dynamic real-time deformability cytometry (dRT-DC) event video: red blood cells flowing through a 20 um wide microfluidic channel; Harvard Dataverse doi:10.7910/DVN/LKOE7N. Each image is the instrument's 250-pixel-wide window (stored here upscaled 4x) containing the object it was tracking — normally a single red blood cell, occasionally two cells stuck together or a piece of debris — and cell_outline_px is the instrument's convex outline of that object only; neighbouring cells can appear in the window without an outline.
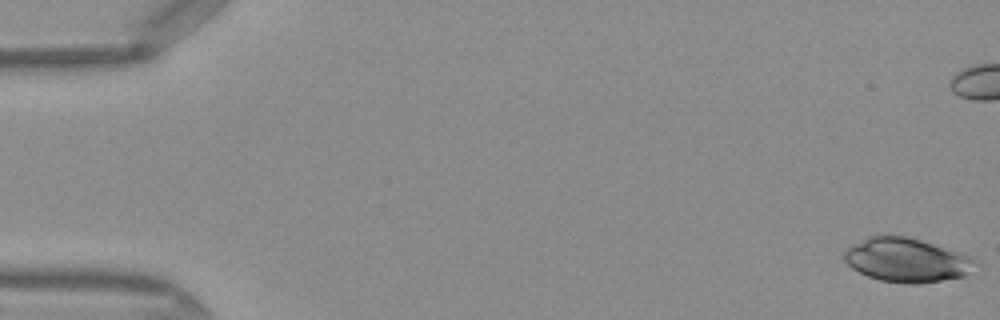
{"species": "Egyptian fruit bat (a non-hibernating species)", "species_latin": "Rousettus aegyptiacus", "temperature_condition": "warm", "stored_images_in_passage": 51, "camera_frame_rate_fps": 3000, "um_per_image_px": 0.085, "frame": {"image": 1, "passage_image": 1, "time_ms": 0.0, "image_size_px": [1000, 320], "cell_outline_px": [[980, 264], [964, 276], [920, 284], [908, 284], [880, 280], [868, 276], [852, 268], [844, 260], [844, 252], [848, 248], [868, 236], [904, 236], [920, 240], [972, 256]], "centroid_in_image_um": [77.11, 22.12], "position_along_channel_um": 7.9, "area_um2": 33.41}}
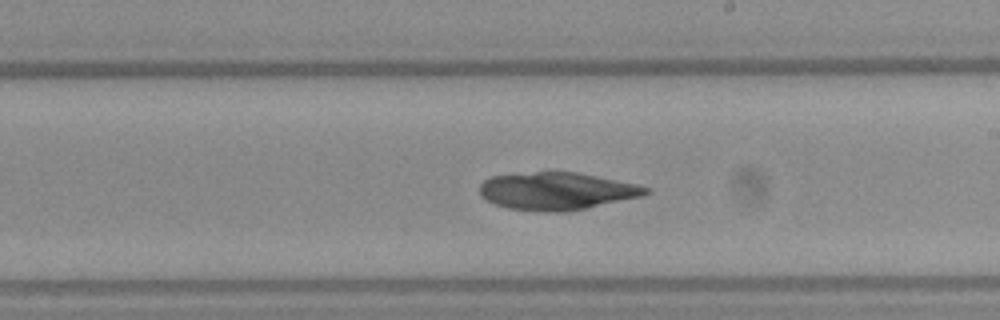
{"frame": {"image": 2, "passage_image": 29, "time_ms": 9.333, "image_size_px": [1000, 320], "cell_outline_px": [[652, 192], [644, 196], [564, 212], [544, 212], [508, 208], [496, 204], [488, 200], [480, 192], [480, 184], [488, 176], [536, 172], [576, 172], [636, 184], [652, 188]], "centroid_in_image_um": [47.35, 16.24], "position_along_channel_um": 241.6, "area_um2": 36.13}}
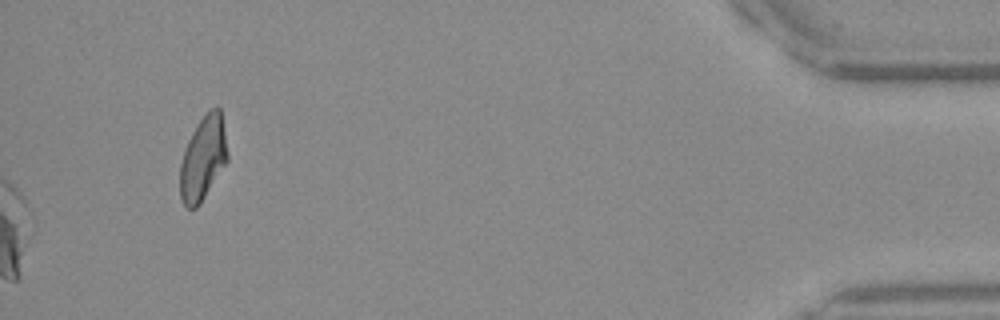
{"frame": {"image": 3, "passage_image": 51, "time_ms": 16.667, "image_size_px": [1000, 320], "cell_outline_px": [[228, 160], [200, 204], [196, 208], [188, 208], [184, 204], [180, 196], [180, 164], [188, 140], [192, 132], [200, 120], [216, 104], [220, 108], [228, 152]], "centroid_in_image_um": [17.26, 13.47], "position_along_channel_um": 417.9, "area_um2": 23.0}}